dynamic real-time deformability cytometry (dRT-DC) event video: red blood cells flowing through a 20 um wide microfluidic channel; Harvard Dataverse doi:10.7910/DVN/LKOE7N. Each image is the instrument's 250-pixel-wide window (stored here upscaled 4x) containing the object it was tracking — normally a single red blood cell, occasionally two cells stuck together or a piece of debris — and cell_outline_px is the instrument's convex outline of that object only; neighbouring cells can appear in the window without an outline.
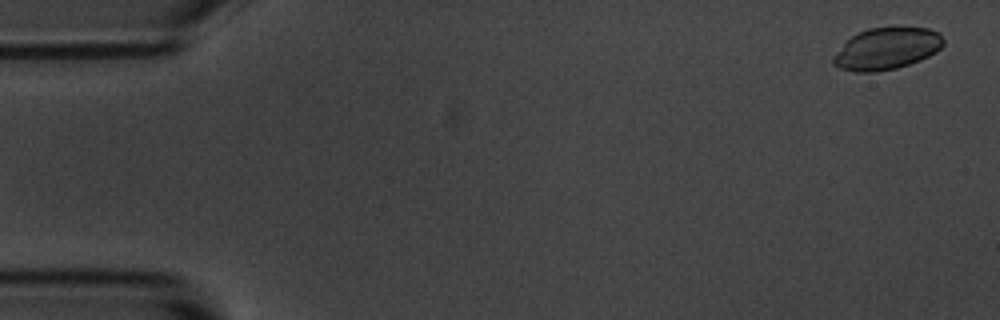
{"species": "common noctule bat (a hibernating species)", "species_latin": "Nyctalus noctula", "temperature_condition": "room temperature", "stored_images_in_passage": 5, "camera_frame_rate_fps": 3000, "um_per_image_px": 0.085, "animal": {"sex": "male", "body_mass_g": 20.1, "forearm_length_mm": 53.5}, "frame": {"image": 1, "passage_image": 1, "time_ms": 0.0, "image_size_px": [1000, 320], "cell_outline_px": [[944, 44], [936, 52], [920, 60], [896, 68], [876, 72], [856, 72], [840, 68], [832, 64], [832, 56], [852, 36], [868, 28], [896, 24], [928, 28], [940, 32], [944, 40]], "centroid_in_image_um": [75.4, 4.09], "position_along_channel_um": 9.6, "area_um2": 27.51}}
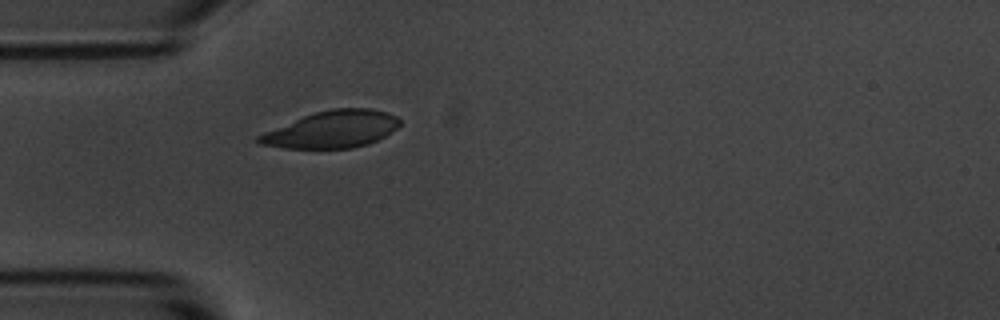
{"frame": {"image": 2, "passage_image": 5, "time_ms": 4.667, "image_size_px": [1000, 320], "cell_outline_px": [[400, 124], [392, 132], [368, 144], [352, 148], [284, 148], [260, 144], [252, 140], [256, 136], [264, 132], [304, 116], [316, 112], [332, 108], [368, 108], [388, 112], [396, 116], [400, 120]], "centroid_in_image_um": [28.21, 11.0], "position_along_channel_um": 56.8, "area_um2": 30.29}}